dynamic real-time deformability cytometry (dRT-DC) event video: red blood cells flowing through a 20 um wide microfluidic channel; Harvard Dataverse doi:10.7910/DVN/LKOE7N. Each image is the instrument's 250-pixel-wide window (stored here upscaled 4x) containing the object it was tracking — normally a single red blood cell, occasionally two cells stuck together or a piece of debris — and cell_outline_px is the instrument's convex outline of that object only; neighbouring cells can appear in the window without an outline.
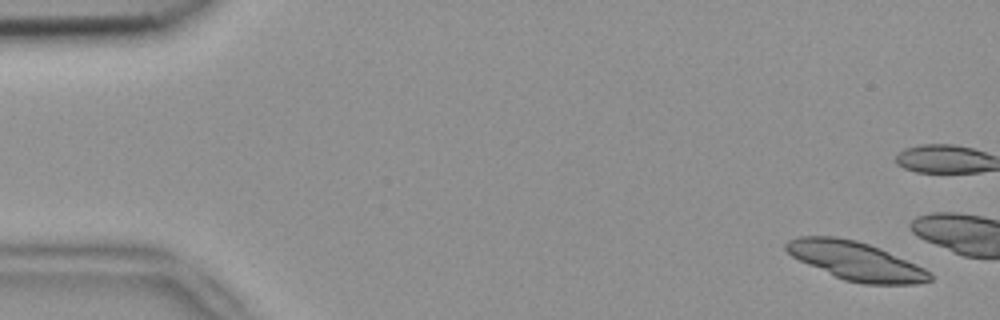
{"species": "common noctule bat (a hibernating species)", "species_latin": "Nyctalus noctula", "temperature_condition": "room temperature", "stored_images_in_passage": 4, "camera_frame_rate_fps": 3000, "um_per_image_px": 0.085, "animal": {"sex": "female", "body_mass_g": 18.4}, "frame": {"image": 1, "passage_image": 1, "time_ms": 0.0, "image_size_px": [1000, 320], "cell_outline_px": [[932, 280], [916, 284], [864, 284], [844, 280], [808, 264], [792, 256], [784, 248], [784, 244], [788, 240], [796, 236], [836, 236], [856, 240], [880, 248], [916, 264], [924, 268], [932, 276]], "centroid_in_image_um": [72.72, 22.17], "position_along_channel_um": 12.3, "area_um2": 32.08}}